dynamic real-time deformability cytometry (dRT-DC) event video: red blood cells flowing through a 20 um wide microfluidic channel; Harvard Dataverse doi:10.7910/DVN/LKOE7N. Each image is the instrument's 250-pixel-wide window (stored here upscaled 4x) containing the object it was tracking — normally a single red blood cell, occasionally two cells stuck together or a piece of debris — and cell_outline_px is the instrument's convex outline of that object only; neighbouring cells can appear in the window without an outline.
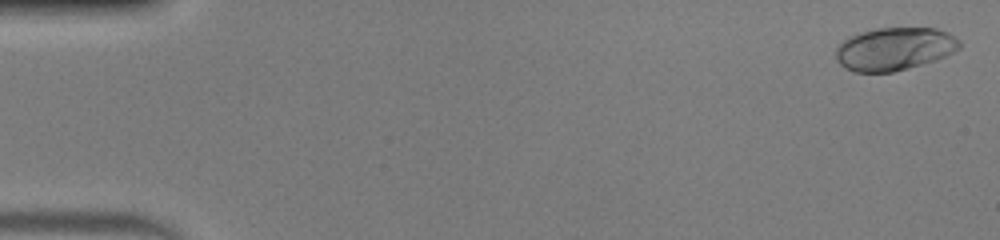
{"species": "human", "species_latin": "Homo sapiens", "temperature_condition": "warm", "stored_images_in_passage": 50, "camera_frame_rate_fps": 3000, "um_per_image_px": 0.085, "donor": {"sex": "male"}, "frame": {"image": 1, "passage_image": 1, "time_ms": 0.0, "image_size_px": [1000, 240], "cell_outline_px": [[960, 48], [936, 60], [908, 68], [892, 72], [856, 72], [844, 68], [836, 60], [836, 48], [848, 36], [860, 32], [876, 28], [936, 28], [948, 32], [960, 40]], "centroid_in_image_um": [76.01, 4.15], "position_along_channel_um": 9.0, "area_um2": 30.98}}
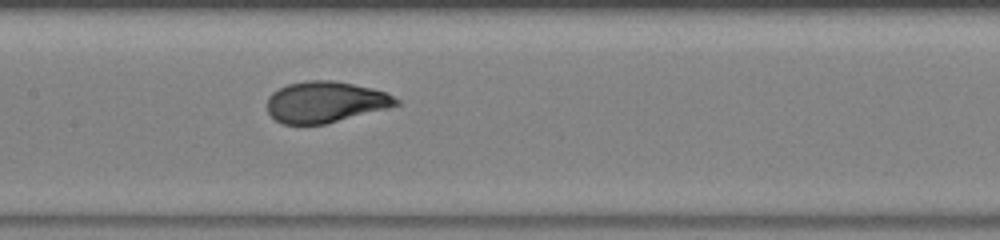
{"frame": {"image": 2, "passage_image": 25, "time_ms": 8.0, "image_size_px": [1000, 240], "cell_outline_px": [[400, 104], [388, 108], [324, 124], [284, 124], [276, 120], [268, 112], [268, 96], [272, 92], [288, 84], [308, 80], [332, 80], [372, 88], [388, 92], [400, 100]], "centroid_in_image_um": [27.68, 8.66], "position_along_channel_um": 179.7, "area_um2": 30.81}}
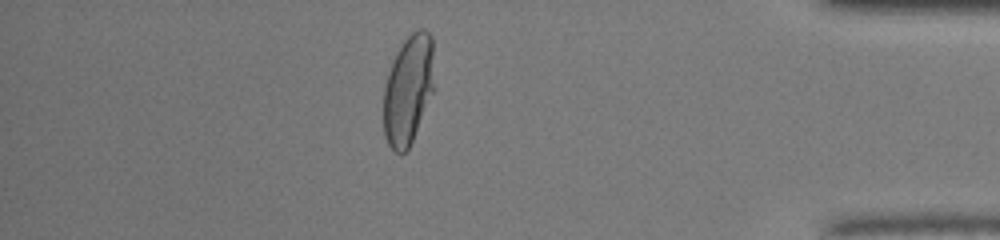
{"frame": {"image": 3, "passage_image": 44, "time_ms": 14.333, "image_size_px": [1000, 240], "cell_outline_px": [[436, 88], [412, 140], [408, 148], [404, 152], [396, 152], [388, 144], [384, 136], [384, 84], [388, 72], [396, 52], [404, 40], [412, 32], [420, 28], [424, 28], [432, 36]], "centroid_in_image_um": [34.74, 7.57], "position_along_channel_um": 400.5, "area_um2": 32.89}, "authors_computed_cell_mechanics": {"area_um2": 30.9808, "velocity_mm_per_s": 4.0781, "shape_relaxation_time_tau1_ms": 4.0673, "shape_relaxation_time_tau2_ms": null, "deformation_change_tau1": 0.2063, "deformation_change_tau2": null}}